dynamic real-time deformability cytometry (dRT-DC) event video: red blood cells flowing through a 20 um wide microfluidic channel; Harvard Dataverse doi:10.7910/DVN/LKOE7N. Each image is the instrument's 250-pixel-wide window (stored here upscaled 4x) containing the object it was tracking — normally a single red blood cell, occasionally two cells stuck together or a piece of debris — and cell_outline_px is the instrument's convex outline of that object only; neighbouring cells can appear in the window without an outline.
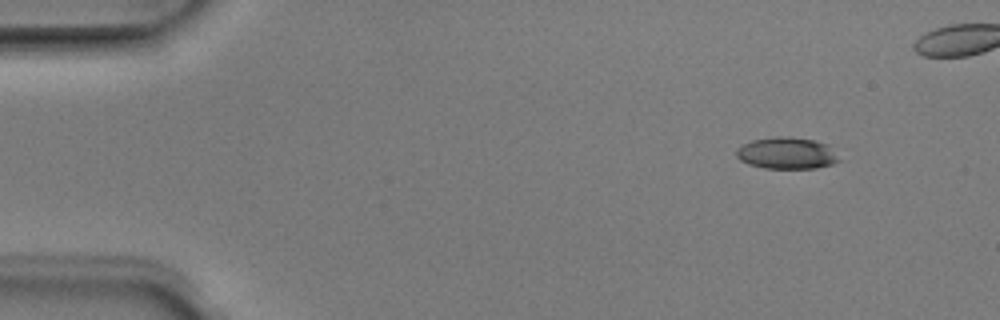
{"species": "Egyptian fruit bat (a non-hibernating species)", "species_latin": "Rousettus aegyptiacus", "temperature_condition": "room temperature", "stored_images_in_passage": 5, "camera_frame_rate_fps": 3000, "um_per_image_px": 0.085, "animal": {"sex": "male"}, "frame": {"image": 1, "passage_image": 1, "time_ms": 0.0, "image_size_px": [1000, 320], "cell_outline_px": [[840, 160], [832, 164], [816, 168], [764, 168], [748, 164], [740, 160], [736, 156], [736, 148], [752, 140], [776, 136], [788, 136], [812, 140], [828, 144]], "centroid_in_image_um": [66.85, 13.02], "position_along_channel_um": 18.2, "area_um2": 18.9}}